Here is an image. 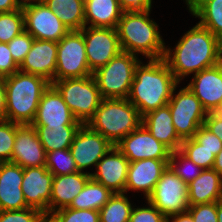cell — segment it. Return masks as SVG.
<instances>
[{"mask_svg": "<svg viewBox=\"0 0 222 222\" xmlns=\"http://www.w3.org/2000/svg\"><path fill=\"white\" fill-rule=\"evenodd\" d=\"M173 50L165 48L163 59L179 83L191 73L216 66L222 58V42L199 23L181 37Z\"/></svg>", "mask_w": 222, "mask_h": 222, "instance_id": "obj_1", "label": "cell"}, {"mask_svg": "<svg viewBox=\"0 0 222 222\" xmlns=\"http://www.w3.org/2000/svg\"><path fill=\"white\" fill-rule=\"evenodd\" d=\"M135 68L128 100L141 116L168 104L173 90L180 84L163 58L150 59Z\"/></svg>", "mask_w": 222, "mask_h": 222, "instance_id": "obj_2", "label": "cell"}, {"mask_svg": "<svg viewBox=\"0 0 222 222\" xmlns=\"http://www.w3.org/2000/svg\"><path fill=\"white\" fill-rule=\"evenodd\" d=\"M151 10L123 12L117 25L121 50L148 59H161L165 53V42L158 25L150 17Z\"/></svg>", "mask_w": 222, "mask_h": 222, "instance_id": "obj_3", "label": "cell"}, {"mask_svg": "<svg viewBox=\"0 0 222 222\" xmlns=\"http://www.w3.org/2000/svg\"><path fill=\"white\" fill-rule=\"evenodd\" d=\"M6 120L20 125L31 124L43 93L51 82L46 78L17 71L4 77Z\"/></svg>", "mask_w": 222, "mask_h": 222, "instance_id": "obj_4", "label": "cell"}, {"mask_svg": "<svg viewBox=\"0 0 222 222\" xmlns=\"http://www.w3.org/2000/svg\"><path fill=\"white\" fill-rule=\"evenodd\" d=\"M141 124L142 116L127 98H103L94 116L87 123L114 146Z\"/></svg>", "mask_w": 222, "mask_h": 222, "instance_id": "obj_5", "label": "cell"}, {"mask_svg": "<svg viewBox=\"0 0 222 222\" xmlns=\"http://www.w3.org/2000/svg\"><path fill=\"white\" fill-rule=\"evenodd\" d=\"M140 59L137 55L121 51L105 66L92 73L102 98H128L136 66Z\"/></svg>", "mask_w": 222, "mask_h": 222, "instance_id": "obj_6", "label": "cell"}, {"mask_svg": "<svg viewBox=\"0 0 222 222\" xmlns=\"http://www.w3.org/2000/svg\"><path fill=\"white\" fill-rule=\"evenodd\" d=\"M74 117L82 124H87L94 116L102 101V96L93 76L69 78L52 82Z\"/></svg>", "mask_w": 222, "mask_h": 222, "instance_id": "obj_7", "label": "cell"}, {"mask_svg": "<svg viewBox=\"0 0 222 222\" xmlns=\"http://www.w3.org/2000/svg\"><path fill=\"white\" fill-rule=\"evenodd\" d=\"M176 88L177 86L173 90L168 105L175 130L178 136L185 140L192 138L199 127L204 125L208 113L187 86L179 89L177 94H175Z\"/></svg>", "mask_w": 222, "mask_h": 222, "instance_id": "obj_8", "label": "cell"}, {"mask_svg": "<svg viewBox=\"0 0 222 222\" xmlns=\"http://www.w3.org/2000/svg\"><path fill=\"white\" fill-rule=\"evenodd\" d=\"M91 75L82 29L71 30L58 42L54 82Z\"/></svg>", "mask_w": 222, "mask_h": 222, "instance_id": "obj_9", "label": "cell"}, {"mask_svg": "<svg viewBox=\"0 0 222 222\" xmlns=\"http://www.w3.org/2000/svg\"><path fill=\"white\" fill-rule=\"evenodd\" d=\"M147 201L167 219L172 215L184 213L189 208L188 184L168 165Z\"/></svg>", "mask_w": 222, "mask_h": 222, "instance_id": "obj_10", "label": "cell"}, {"mask_svg": "<svg viewBox=\"0 0 222 222\" xmlns=\"http://www.w3.org/2000/svg\"><path fill=\"white\" fill-rule=\"evenodd\" d=\"M25 31L34 39L59 42L69 29L43 1L22 4Z\"/></svg>", "mask_w": 222, "mask_h": 222, "instance_id": "obj_11", "label": "cell"}, {"mask_svg": "<svg viewBox=\"0 0 222 222\" xmlns=\"http://www.w3.org/2000/svg\"><path fill=\"white\" fill-rule=\"evenodd\" d=\"M82 34L88 66L92 73L122 51L116 28L84 26Z\"/></svg>", "mask_w": 222, "mask_h": 222, "instance_id": "obj_12", "label": "cell"}, {"mask_svg": "<svg viewBox=\"0 0 222 222\" xmlns=\"http://www.w3.org/2000/svg\"><path fill=\"white\" fill-rule=\"evenodd\" d=\"M103 135L92 130L87 124H82L70 146L77 169L96 167L99 160L113 147Z\"/></svg>", "mask_w": 222, "mask_h": 222, "instance_id": "obj_13", "label": "cell"}, {"mask_svg": "<svg viewBox=\"0 0 222 222\" xmlns=\"http://www.w3.org/2000/svg\"><path fill=\"white\" fill-rule=\"evenodd\" d=\"M115 146L129 162L149 158L170 159L172 153V151L163 143L159 142L143 124L125 136Z\"/></svg>", "mask_w": 222, "mask_h": 222, "instance_id": "obj_14", "label": "cell"}, {"mask_svg": "<svg viewBox=\"0 0 222 222\" xmlns=\"http://www.w3.org/2000/svg\"><path fill=\"white\" fill-rule=\"evenodd\" d=\"M32 126L46 128L81 127L59 92L50 85L43 93Z\"/></svg>", "mask_w": 222, "mask_h": 222, "instance_id": "obj_15", "label": "cell"}, {"mask_svg": "<svg viewBox=\"0 0 222 222\" xmlns=\"http://www.w3.org/2000/svg\"><path fill=\"white\" fill-rule=\"evenodd\" d=\"M53 174L45 167L23 168L22 192L26 205L48 215Z\"/></svg>", "mask_w": 222, "mask_h": 222, "instance_id": "obj_16", "label": "cell"}, {"mask_svg": "<svg viewBox=\"0 0 222 222\" xmlns=\"http://www.w3.org/2000/svg\"><path fill=\"white\" fill-rule=\"evenodd\" d=\"M129 163L121 151L113 146L99 160L96 172L90 173V176L113 193H125Z\"/></svg>", "mask_w": 222, "mask_h": 222, "instance_id": "obj_17", "label": "cell"}, {"mask_svg": "<svg viewBox=\"0 0 222 222\" xmlns=\"http://www.w3.org/2000/svg\"><path fill=\"white\" fill-rule=\"evenodd\" d=\"M11 162L22 168L45 166L46 152L31 124L17 127Z\"/></svg>", "mask_w": 222, "mask_h": 222, "instance_id": "obj_18", "label": "cell"}, {"mask_svg": "<svg viewBox=\"0 0 222 222\" xmlns=\"http://www.w3.org/2000/svg\"><path fill=\"white\" fill-rule=\"evenodd\" d=\"M187 87L209 112L219 111L222 104V67L220 64L193 74Z\"/></svg>", "mask_w": 222, "mask_h": 222, "instance_id": "obj_19", "label": "cell"}, {"mask_svg": "<svg viewBox=\"0 0 222 222\" xmlns=\"http://www.w3.org/2000/svg\"><path fill=\"white\" fill-rule=\"evenodd\" d=\"M168 165L169 159L149 158L130 162L128 166L125 193L129 190L142 191L147 200Z\"/></svg>", "mask_w": 222, "mask_h": 222, "instance_id": "obj_20", "label": "cell"}, {"mask_svg": "<svg viewBox=\"0 0 222 222\" xmlns=\"http://www.w3.org/2000/svg\"><path fill=\"white\" fill-rule=\"evenodd\" d=\"M58 42L34 39L19 71L39 75L54 82Z\"/></svg>", "mask_w": 222, "mask_h": 222, "instance_id": "obj_21", "label": "cell"}, {"mask_svg": "<svg viewBox=\"0 0 222 222\" xmlns=\"http://www.w3.org/2000/svg\"><path fill=\"white\" fill-rule=\"evenodd\" d=\"M23 168L0 162V211L28 208L22 192Z\"/></svg>", "mask_w": 222, "mask_h": 222, "instance_id": "obj_22", "label": "cell"}, {"mask_svg": "<svg viewBox=\"0 0 222 222\" xmlns=\"http://www.w3.org/2000/svg\"><path fill=\"white\" fill-rule=\"evenodd\" d=\"M90 178V172L84 171L53 176L48 215L58 209L68 207Z\"/></svg>", "mask_w": 222, "mask_h": 222, "instance_id": "obj_23", "label": "cell"}, {"mask_svg": "<svg viewBox=\"0 0 222 222\" xmlns=\"http://www.w3.org/2000/svg\"><path fill=\"white\" fill-rule=\"evenodd\" d=\"M142 124L172 152L180 149L183 140L175 130L168 104L143 115Z\"/></svg>", "mask_w": 222, "mask_h": 222, "instance_id": "obj_24", "label": "cell"}, {"mask_svg": "<svg viewBox=\"0 0 222 222\" xmlns=\"http://www.w3.org/2000/svg\"><path fill=\"white\" fill-rule=\"evenodd\" d=\"M222 200V176L212 169H204L188 184L189 206Z\"/></svg>", "mask_w": 222, "mask_h": 222, "instance_id": "obj_25", "label": "cell"}, {"mask_svg": "<svg viewBox=\"0 0 222 222\" xmlns=\"http://www.w3.org/2000/svg\"><path fill=\"white\" fill-rule=\"evenodd\" d=\"M85 26L117 28L123 11L118 0H84Z\"/></svg>", "mask_w": 222, "mask_h": 222, "instance_id": "obj_26", "label": "cell"}, {"mask_svg": "<svg viewBox=\"0 0 222 222\" xmlns=\"http://www.w3.org/2000/svg\"><path fill=\"white\" fill-rule=\"evenodd\" d=\"M187 9L198 17L201 26L222 42V0H185Z\"/></svg>", "mask_w": 222, "mask_h": 222, "instance_id": "obj_27", "label": "cell"}, {"mask_svg": "<svg viewBox=\"0 0 222 222\" xmlns=\"http://www.w3.org/2000/svg\"><path fill=\"white\" fill-rule=\"evenodd\" d=\"M50 10L71 30L85 26L84 0H42Z\"/></svg>", "mask_w": 222, "mask_h": 222, "instance_id": "obj_28", "label": "cell"}, {"mask_svg": "<svg viewBox=\"0 0 222 222\" xmlns=\"http://www.w3.org/2000/svg\"><path fill=\"white\" fill-rule=\"evenodd\" d=\"M114 193L90 178L82 191L73 199L68 208L99 211Z\"/></svg>", "mask_w": 222, "mask_h": 222, "instance_id": "obj_29", "label": "cell"}, {"mask_svg": "<svg viewBox=\"0 0 222 222\" xmlns=\"http://www.w3.org/2000/svg\"><path fill=\"white\" fill-rule=\"evenodd\" d=\"M43 145L45 152H51L58 149L70 148L73 139L80 127H57L46 128L44 126H33Z\"/></svg>", "mask_w": 222, "mask_h": 222, "instance_id": "obj_30", "label": "cell"}, {"mask_svg": "<svg viewBox=\"0 0 222 222\" xmlns=\"http://www.w3.org/2000/svg\"><path fill=\"white\" fill-rule=\"evenodd\" d=\"M126 193H114L99 210L100 222H129L133 207Z\"/></svg>", "mask_w": 222, "mask_h": 222, "instance_id": "obj_31", "label": "cell"}, {"mask_svg": "<svg viewBox=\"0 0 222 222\" xmlns=\"http://www.w3.org/2000/svg\"><path fill=\"white\" fill-rule=\"evenodd\" d=\"M45 167L53 176L73 174L79 171L69 148L47 152Z\"/></svg>", "mask_w": 222, "mask_h": 222, "instance_id": "obj_32", "label": "cell"}, {"mask_svg": "<svg viewBox=\"0 0 222 222\" xmlns=\"http://www.w3.org/2000/svg\"><path fill=\"white\" fill-rule=\"evenodd\" d=\"M179 151L203 170L212 169L214 166L215 155L193 137L183 140Z\"/></svg>", "mask_w": 222, "mask_h": 222, "instance_id": "obj_33", "label": "cell"}, {"mask_svg": "<svg viewBox=\"0 0 222 222\" xmlns=\"http://www.w3.org/2000/svg\"><path fill=\"white\" fill-rule=\"evenodd\" d=\"M25 30L22 7L0 13V43H9Z\"/></svg>", "mask_w": 222, "mask_h": 222, "instance_id": "obj_34", "label": "cell"}, {"mask_svg": "<svg viewBox=\"0 0 222 222\" xmlns=\"http://www.w3.org/2000/svg\"><path fill=\"white\" fill-rule=\"evenodd\" d=\"M177 160H179V162ZM169 166L187 184L195 180L203 170L179 150L171 153Z\"/></svg>", "mask_w": 222, "mask_h": 222, "instance_id": "obj_35", "label": "cell"}, {"mask_svg": "<svg viewBox=\"0 0 222 222\" xmlns=\"http://www.w3.org/2000/svg\"><path fill=\"white\" fill-rule=\"evenodd\" d=\"M54 222H100L99 211L64 207L49 214Z\"/></svg>", "mask_w": 222, "mask_h": 222, "instance_id": "obj_36", "label": "cell"}, {"mask_svg": "<svg viewBox=\"0 0 222 222\" xmlns=\"http://www.w3.org/2000/svg\"><path fill=\"white\" fill-rule=\"evenodd\" d=\"M19 125L7 120L0 122V162H11L16 129Z\"/></svg>", "mask_w": 222, "mask_h": 222, "instance_id": "obj_37", "label": "cell"}, {"mask_svg": "<svg viewBox=\"0 0 222 222\" xmlns=\"http://www.w3.org/2000/svg\"><path fill=\"white\" fill-rule=\"evenodd\" d=\"M33 41V36L24 30L22 33L14 37L9 43H7L13 56V60L18 66L21 65L26 55L30 51Z\"/></svg>", "mask_w": 222, "mask_h": 222, "instance_id": "obj_38", "label": "cell"}, {"mask_svg": "<svg viewBox=\"0 0 222 222\" xmlns=\"http://www.w3.org/2000/svg\"><path fill=\"white\" fill-rule=\"evenodd\" d=\"M45 215L40 210L31 207L3 210L0 211V222H40Z\"/></svg>", "mask_w": 222, "mask_h": 222, "instance_id": "obj_39", "label": "cell"}, {"mask_svg": "<svg viewBox=\"0 0 222 222\" xmlns=\"http://www.w3.org/2000/svg\"><path fill=\"white\" fill-rule=\"evenodd\" d=\"M148 207L132 209L129 222H168V219L150 202Z\"/></svg>", "mask_w": 222, "mask_h": 222, "instance_id": "obj_40", "label": "cell"}, {"mask_svg": "<svg viewBox=\"0 0 222 222\" xmlns=\"http://www.w3.org/2000/svg\"><path fill=\"white\" fill-rule=\"evenodd\" d=\"M194 222H218L217 202L191 205L187 210Z\"/></svg>", "mask_w": 222, "mask_h": 222, "instance_id": "obj_41", "label": "cell"}, {"mask_svg": "<svg viewBox=\"0 0 222 222\" xmlns=\"http://www.w3.org/2000/svg\"><path fill=\"white\" fill-rule=\"evenodd\" d=\"M193 138L215 156L222 150V141L204 125L200 126Z\"/></svg>", "mask_w": 222, "mask_h": 222, "instance_id": "obj_42", "label": "cell"}, {"mask_svg": "<svg viewBox=\"0 0 222 222\" xmlns=\"http://www.w3.org/2000/svg\"><path fill=\"white\" fill-rule=\"evenodd\" d=\"M19 71V66L13 60L7 43H0V77H7Z\"/></svg>", "mask_w": 222, "mask_h": 222, "instance_id": "obj_43", "label": "cell"}, {"mask_svg": "<svg viewBox=\"0 0 222 222\" xmlns=\"http://www.w3.org/2000/svg\"><path fill=\"white\" fill-rule=\"evenodd\" d=\"M204 126L222 141V112H209L204 120Z\"/></svg>", "mask_w": 222, "mask_h": 222, "instance_id": "obj_44", "label": "cell"}, {"mask_svg": "<svg viewBox=\"0 0 222 222\" xmlns=\"http://www.w3.org/2000/svg\"><path fill=\"white\" fill-rule=\"evenodd\" d=\"M123 12L151 10L152 0H118Z\"/></svg>", "mask_w": 222, "mask_h": 222, "instance_id": "obj_45", "label": "cell"}, {"mask_svg": "<svg viewBox=\"0 0 222 222\" xmlns=\"http://www.w3.org/2000/svg\"><path fill=\"white\" fill-rule=\"evenodd\" d=\"M6 120V89L4 77H0V122Z\"/></svg>", "mask_w": 222, "mask_h": 222, "instance_id": "obj_46", "label": "cell"}, {"mask_svg": "<svg viewBox=\"0 0 222 222\" xmlns=\"http://www.w3.org/2000/svg\"><path fill=\"white\" fill-rule=\"evenodd\" d=\"M21 7L22 3L20 0H0V13L10 12L20 9Z\"/></svg>", "mask_w": 222, "mask_h": 222, "instance_id": "obj_47", "label": "cell"}, {"mask_svg": "<svg viewBox=\"0 0 222 222\" xmlns=\"http://www.w3.org/2000/svg\"><path fill=\"white\" fill-rule=\"evenodd\" d=\"M170 220L172 222H194L191 214L188 211L172 215L168 218V222H170Z\"/></svg>", "mask_w": 222, "mask_h": 222, "instance_id": "obj_48", "label": "cell"}, {"mask_svg": "<svg viewBox=\"0 0 222 222\" xmlns=\"http://www.w3.org/2000/svg\"><path fill=\"white\" fill-rule=\"evenodd\" d=\"M213 169L222 176V150L215 156Z\"/></svg>", "mask_w": 222, "mask_h": 222, "instance_id": "obj_49", "label": "cell"}, {"mask_svg": "<svg viewBox=\"0 0 222 222\" xmlns=\"http://www.w3.org/2000/svg\"><path fill=\"white\" fill-rule=\"evenodd\" d=\"M217 217L218 222H222V200L217 202Z\"/></svg>", "mask_w": 222, "mask_h": 222, "instance_id": "obj_50", "label": "cell"}, {"mask_svg": "<svg viewBox=\"0 0 222 222\" xmlns=\"http://www.w3.org/2000/svg\"><path fill=\"white\" fill-rule=\"evenodd\" d=\"M40 222H54V220L49 215H45Z\"/></svg>", "mask_w": 222, "mask_h": 222, "instance_id": "obj_51", "label": "cell"}, {"mask_svg": "<svg viewBox=\"0 0 222 222\" xmlns=\"http://www.w3.org/2000/svg\"><path fill=\"white\" fill-rule=\"evenodd\" d=\"M32 1H42V0H20L22 4L27 3V2H32Z\"/></svg>", "mask_w": 222, "mask_h": 222, "instance_id": "obj_52", "label": "cell"}, {"mask_svg": "<svg viewBox=\"0 0 222 222\" xmlns=\"http://www.w3.org/2000/svg\"><path fill=\"white\" fill-rule=\"evenodd\" d=\"M219 112H222V104H221V107H220V109H219Z\"/></svg>", "mask_w": 222, "mask_h": 222, "instance_id": "obj_53", "label": "cell"}]
</instances>
